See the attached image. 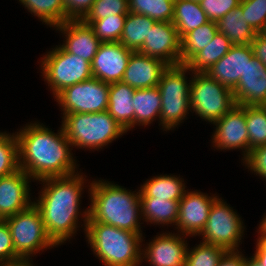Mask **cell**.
Segmentation results:
<instances>
[{"label":"cell","mask_w":266,"mask_h":266,"mask_svg":"<svg viewBox=\"0 0 266 266\" xmlns=\"http://www.w3.org/2000/svg\"><path fill=\"white\" fill-rule=\"evenodd\" d=\"M58 133L39 122H32L18 132L19 169L32 180L63 177L77 173L72 144L68 141L63 126Z\"/></svg>","instance_id":"cell-1"},{"label":"cell","mask_w":266,"mask_h":266,"mask_svg":"<svg viewBox=\"0 0 266 266\" xmlns=\"http://www.w3.org/2000/svg\"><path fill=\"white\" fill-rule=\"evenodd\" d=\"M43 184L38 200H33L40 211L47 235L57 245H61L77 232L81 218L86 230L89 208L79 211L80 201L86 183L83 174L74 173L63 177L40 180ZM82 212V214H81ZM79 217V219H78Z\"/></svg>","instance_id":"cell-2"},{"label":"cell","mask_w":266,"mask_h":266,"mask_svg":"<svg viewBox=\"0 0 266 266\" xmlns=\"http://www.w3.org/2000/svg\"><path fill=\"white\" fill-rule=\"evenodd\" d=\"M88 187L91 204L87 222H102L143 236L140 190L132 192L104 179L92 180Z\"/></svg>","instance_id":"cell-3"},{"label":"cell","mask_w":266,"mask_h":266,"mask_svg":"<svg viewBox=\"0 0 266 266\" xmlns=\"http://www.w3.org/2000/svg\"><path fill=\"white\" fill-rule=\"evenodd\" d=\"M85 236L104 266H140L143 236L102 222H87Z\"/></svg>","instance_id":"cell-4"},{"label":"cell","mask_w":266,"mask_h":266,"mask_svg":"<svg viewBox=\"0 0 266 266\" xmlns=\"http://www.w3.org/2000/svg\"><path fill=\"white\" fill-rule=\"evenodd\" d=\"M61 125L72 148L92 151L102 149L126 133L108 111L65 114Z\"/></svg>","instance_id":"cell-5"},{"label":"cell","mask_w":266,"mask_h":266,"mask_svg":"<svg viewBox=\"0 0 266 266\" xmlns=\"http://www.w3.org/2000/svg\"><path fill=\"white\" fill-rule=\"evenodd\" d=\"M186 65L168 66L162 73L158 88L161 96L160 124L163 131L174 130L191 112V80L185 76ZM189 81V83H188Z\"/></svg>","instance_id":"cell-6"},{"label":"cell","mask_w":266,"mask_h":266,"mask_svg":"<svg viewBox=\"0 0 266 266\" xmlns=\"http://www.w3.org/2000/svg\"><path fill=\"white\" fill-rule=\"evenodd\" d=\"M190 76L191 112L204 121L212 124L236 105L233 91L207 73L192 71Z\"/></svg>","instance_id":"cell-7"},{"label":"cell","mask_w":266,"mask_h":266,"mask_svg":"<svg viewBox=\"0 0 266 266\" xmlns=\"http://www.w3.org/2000/svg\"><path fill=\"white\" fill-rule=\"evenodd\" d=\"M40 69L54 97L65 88L93 77L91 63L66 52L60 45L41 59Z\"/></svg>","instance_id":"cell-8"},{"label":"cell","mask_w":266,"mask_h":266,"mask_svg":"<svg viewBox=\"0 0 266 266\" xmlns=\"http://www.w3.org/2000/svg\"><path fill=\"white\" fill-rule=\"evenodd\" d=\"M9 226L15 253L30 258L57 245L47 235L44 222L34 203L27 209L4 219Z\"/></svg>","instance_id":"cell-9"},{"label":"cell","mask_w":266,"mask_h":266,"mask_svg":"<svg viewBox=\"0 0 266 266\" xmlns=\"http://www.w3.org/2000/svg\"><path fill=\"white\" fill-rule=\"evenodd\" d=\"M243 220L226 201L217 198L211 205L208 220L198 236L204 243L223 247L226 251H239L244 234Z\"/></svg>","instance_id":"cell-10"},{"label":"cell","mask_w":266,"mask_h":266,"mask_svg":"<svg viewBox=\"0 0 266 266\" xmlns=\"http://www.w3.org/2000/svg\"><path fill=\"white\" fill-rule=\"evenodd\" d=\"M110 84L95 77L69 86L54 98L65 114L97 113L108 110Z\"/></svg>","instance_id":"cell-11"},{"label":"cell","mask_w":266,"mask_h":266,"mask_svg":"<svg viewBox=\"0 0 266 266\" xmlns=\"http://www.w3.org/2000/svg\"><path fill=\"white\" fill-rule=\"evenodd\" d=\"M212 145L217 150H237L243 152L242 160L248 155V131L245 110L240 105H235L224 116L216 120Z\"/></svg>","instance_id":"cell-12"},{"label":"cell","mask_w":266,"mask_h":266,"mask_svg":"<svg viewBox=\"0 0 266 266\" xmlns=\"http://www.w3.org/2000/svg\"><path fill=\"white\" fill-rule=\"evenodd\" d=\"M196 191L187 190L179 201L178 221L175 228L187 237L198 236L201 233L208 220L211 205L219 197L216 194L208 196L201 191Z\"/></svg>","instance_id":"cell-13"},{"label":"cell","mask_w":266,"mask_h":266,"mask_svg":"<svg viewBox=\"0 0 266 266\" xmlns=\"http://www.w3.org/2000/svg\"><path fill=\"white\" fill-rule=\"evenodd\" d=\"M180 41L172 22H155L137 52L159 58L169 66L181 65Z\"/></svg>","instance_id":"cell-14"},{"label":"cell","mask_w":266,"mask_h":266,"mask_svg":"<svg viewBox=\"0 0 266 266\" xmlns=\"http://www.w3.org/2000/svg\"><path fill=\"white\" fill-rule=\"evenodd\" d=\"M185 237L178 232L157 235L142 249V261L151 266H184L188 250Z\"/></svg>","instance_id":"cell-15"},{"label":"cell","mask_w":266,"mask_h":266,"mask_svg":"<svg viewBox=\"0 0 266 266\" xmlns=\"http://www.w3.org/2000/svg\"><path fill=\"white\" fill-rule=\"evenodd\" d=\"M133 52L120 42L101 43L91 63L93 77L108 84L122 81Z\"/></svg>","instance_id":"cell-16"},{"label":"cell","mask_w":266,"mask_h":266,"mask_svg":"<svg viewBox=\"0 0 266 266\" xmlns=\"http://www.w3.org/2000/svg\"><path fill=\"white\" fill-rule=\"evenodd\" d=\"M31 179L21 169L11 175L0 177V219L13 216L33 204L29 193Z\"/></svg>","instance_id":"cell-17"},{"label":"cell","mask_w":266,"mask_h":266,"mask_svg":"<svg viewBox=\"0 0 266 266\" xmlns=\"http://www.w3.org/2000/svg\"><path fill=\"white\" fill-rule=\"evenodd\" d=\"M232 91L236 105L266 106V66L253 56Z\"/></svg>","instance_id":"cell-18"},{"label":"cell","mask_w":266,"mask_h":266,"mask_svg":"<svg viewBox=\"0 0 266 266\" xmlns=\"http://www.w3.org/2000/svg\"><path fill=\"white\" fill-rule=\"evenodd\" d=\"M54 29L64 36V43L60 45L66 52L82 57L92 63L100 44L93 29L82 20H68Z\"/></svg>","instance_id":"cell-19"},{"label":"cell","mask_w":266,"mask_h":266,"mask_svg":"<svg viewBox=\"0 0 266 266\" xmlns=\"http://www.w3.org/2000/svg\"><path fill=\"white\" fill-rule=\"evenodd\" d=\"M253 57L251 45H232L219 61L211 66L205 73L222 85L233 90L240 77H243L246 64Z\"/></svg>","instance_id":"cell-20"},{"label":"cell","mask_w":266,"mask_h":266,"mask_svg":"<svg viewBox=\"0 0 266 266\" xmlns=\"http://www.w3.org/2000/svg\"><path fill=\"white\" fill-rule=\"evenodd\" d=\"M168 66L159 58L133 52L129 58L122 82L135 90L158 86L161 75Z\"/></svg>","instance_id":"cell-21"},{"label":"cell","mask_w":266,"mask_h":266,"mask_svg":"<svg viewBox=\"0 0 266 266\" xmlns=\"http://www.w3.org/2000/svg\"><path fill=\"white\" fill-rule=\"evenodd\" d=\"M134 91L122 81L111 83L109 87L107 111L126 132L134 127Z\"/></svg>","instance_id":"cell-22"},{"label":"cell","mask_w":266,"mask_h":266,"mask_svg":"<svg viewBox=\"0 0 266 266\" xmlns=\"http://www.w3.org/2000/svg\"><path fill=\"white\" fill-rule=\"evenodd\" d=\"M183 178L159 175L145 181L140 187L139 199H164L180 201L187 190Z\"/></svg>","instance_id":"cell-23"},{"label":"cell","mask_w":266,"mask_h":266,"mask_svg":"<svg viewBox=\"0 0 266 266\" xmlns=\"http://www.w3.org/2000/svg\"><path fill=\"white\" fill-rule=\"evenodd\" d=\"M217 29L231 41L232 45H249L256 35V32L246 22L241 4L217 22Z\"/></svg>","instance_id":"cell-24"},{"label":"cell","mask_w":266,"mask_h":266,"mask_svg":"<svg viewBox=\"0 0 266 266\" xmlns=\"http://www.w3.org/2000/svg\"><path fill=\"white\" fill-rule=\"evenodd\" d=\"M134 128L147 126L158 118L160 120L161 96L158 86L137 89L133 93Z\"/></svg>","instance_id":"cell-25"},{"label":"cell","mask_w":266,"mask_h":266,"mask_svg":"<svg viewBox=\"0 0 266 266\" xmlns=\"http://www.w3.org/2000/svg\"><path fill=\"white\" fill-rule=\"evenodd\" d=\"M207 22L209 19L199 2L175 0L172 23L176 27L180 39Z\"/></svg>","instance_id":"cell-26"},{"label":"cell","mask_w":266,"mask_h":266,"mask_svg":"<svg viewBox=\"0 0 266 266\" xmlns=\"http://www.w3.org/2000/svg\"><path fill=\"white\" fill-rule=\"evenodd\" d=\"M142 220L156 225H176L179 201L164 199H139Z\"/></svg>","instance_id":"cell-27"},{"label":"cell","mask_w":266,"mask_h":266,"mask_svg":"<svg viewBox=\"0 0 266 266\" xmlns=\"http://www.w3.org/2000/svg\"><path fill=\"white\" fill-rule=\"evenodd\" d=\"M231 46V41L224 34L217 32L212 42L196 53L185 65L190 69V73L205 72L229 52Z\"/></svg>","instance_id":"cell-28"},{"label":"cell","mask_w":266,"mask_h":266,"mask_svg":"<svg viewBox=\"0 0 266 266\" xmlns=\"http://www.w3.org/2000/svg\"><path fill=\"white\" fill-rule=\"evenodd\" d=\"M154 23L155 21L148 16L129 11L119 42L124 47L137 52L142 47Z\"/></svg>","instance_id":"cell-29"},{"label":"cell","mask_w":266,"mask_h":266,"mask_svg":"<svg viewBox=\"0 0 266 266\" xmlns=\"http://www.w3.org/2000/svg\"><path fill=\"white\" fill-rule=\"evenodd\" d=\"M217 32V23L209 21L184 35L180 41L181 65H185L196 53L211 43Z\"/></svg>","instance_id":"cell-30"},{"label":"cell","mask_w":266,"mask_h":266,"mask_svg":"<svg viewBox=\"0 0 266 266\" xmlns=\"http://www.w3.org/2000/svg\"><path fill=\"white\" fill-rule=\"evenodd\" d=\"M19 2L42 23L55 27L65 22L62 0H19Z\"/></svg>","instance_id":"cell-31"},{"label":"cell","mask_w":266,"mask_h":266,"mask_svg":"<svg viewBox=\"0 0 266 266\" xmlns=\"http://www.w3.org/2000/svg\"><path fill=\"white\" fill-rule=\"evenodd\" d=\"M245 110L250 150L266 145V106H241Z\"/></svg>","instance_id":"cell-32"},{"label":"cell","mask_w":266,"mask_h":266,"mask_svg":"<svg viewBox=\"0 0 266 266\" xmlns=\"http://www.w3.org/2000/svg\"><path fill=\"white\" fill-rule=\"evenodd\" d=\"M175 0H128L132 13L148 16L155 22H172Z\"/></svg>","instance_id":"cell-33"},{"label":"cell","mask_w":266,"mask_h":266,"mask_svg":"<svg viewBox=\"0 0 266 266\" xmlns=\"http://www.w3.org/2000/svg\"><path fill=\"white\" fill-rule=\"evenodd\" d=\"M127 14H117L99 20H82L102 43L119 42Z\"/></svg>","instance_id":"cell-34"},{"label":"cell","mask_w":266,"mask_h":266,"mask_svg":"<svg viewBox=\"0 0 266 266\" xmlns=\"http://www.w3.org/2000/svg\"><path fill=\"white\" fill-rule=\"evenodd\" d=\"M19 170L18 139L16 133L0 132V177Z\"/></svg>","instance_id":"cell-35"},{"label":"cell","mask_w":266,"mask_h":266,"mask_svg":"<svg viewBox=\"0 0 266 266\" xmlns=\"http://www.w3.org/2000/svg\"><path fill=\"white\" fill-rule=\"evenodd\" d=\"M226 250L200 241L193 249L188 247L184 266H217Z\"/></svg>","instance_id":"cell-36"},{"label":"cell","mask_w":266,"mask_h":266,"mask_svg":"<svg viewBox=\"0 0 266 266\" xmlns=\"http://www.w3.org/2000/svg\"><path fill=\"white\" fill-rule=\"evenodd\" d=\"M128 13V0H95L91 10L82 20H99Z\"/></svg>","instance_id":"cell-37"},{"label":"cell","mask_w":266,"mask_h":266,"mask_svg":"<svg viewBox=\"0 0 266 266\" xmlns=\"http://www.w3.org/2000/svg\"><path fill=\"white\" fill-rule=\"evenodd\" d=\"M240 4L246 22L256 33H260L266 24V0H241Z\"/></svg>","instance_id":"cell-38"},{"label":"cell","mask_w":266,"mask_h":266,"mask_svg":"<svg viewBox=\"0 0 266 266\" xmlns=\"http://www.w3.org/2000/svg\"><path fill=\"white\" fill-rule=\"evenodd\" d=\"M241 0H201L200 6L209 21L218 22L229 11L234 10Z\"/></svg>","instance_id":"cell-39"},{"label":"cell","mask_w":266,"mask_h":266,"mask_svg":"<svg viewBox=\"0 0 266 266\" xmlns=\"http://www.w3.org/2000/svg\"><path fill=\"white\" fill-rule=\"evenodd\" d=\"M248 167L249 170L254 172L257 176L266 180V145L259 146L250 150L247 157L243 160V165Z\"/></svg>","instance_id":"cell-40"},{"label":"cell","mask_w":266,"mask_h":266,"mask_svg":"<svg viewBox=\"0 0 266 266\" xmlns=\"http://www.w3.org/2000/svg\"><path fill=\"white\" fill-rule=\"evenodd\" d=\"M95 0H62L65 9V22L82 20L91 10Z\"/></svg>","instance_id":"cell-41"},{"label":"cell","mask_w":266,"mask_h":266,"mask_svg":"<svg viewBox=\"0 0 266 266\" xmlns=\"http://www.w3.org/2000/svg\"><path fill=\"white\" fill-rule=\"evenodd\" d=\"M18 258L20 257L15 253L9 226L5 220L0 219V262Z\"/></svg>","instance_id":"cell-42"},{"label":"cell","mask_w":266,"mask_h":266,"mask_svg":"<svg viewBox=\"0 0 266 266\" xmlns=\"http://www.w3.org/2000/svg\"><path fill=\"white\" fill-rule=\"evenodd\" d=\"M250 45L253 51V56L266 66V37L261 33H256L255 38Z\"/></svg>","instance_id":"cell-43"},{"label":"cell","mask_w":266,"mask_h":266,"mask_svg":"<svg viewBox=\"0 0 266 266\" xmlns=\"http://www.w3.org/2000/svg\"><path fill=\"white\" fill-rule=\"evenodd\" d=\"M245 256L240 251H226L217 266H244Z\"/></svg>","instance_id":"cell-44"},{"label":"cell","mask_w":266,"mask_h":266,"mask_svg":"<svg viewBox=\"0 0 266 266\" xmlns=\"http://www.w3.org/2000/svg\"><path fill=\"white\" fill-rule=\"evenodd\" d=\"M254 258L263 266H266V249L257 241Z\"/></svg>","instance_id":"cell-45"},{"label":"cell","mask_w":266,"mask_h":266,"mask_svg":"<svg viewBox=\"0 0 266 266\" xmlns=\"http://www.w3.org/2000/svg\"><path fill=\"white\" fill-rule=\"evenodd\" d=\"M30 258H18L12 261L0 262V266H33V262Z\"/></svg>","instance_id":"cell-46"},{"label":"cell","mask_w":266,"mask_h":266,"mask_svg":"<svg viewBox=\"0 0 266 266\" xmlns=\"http://www.w3.org/2000/svg\"><path fill=\"white\" fill-rule=\"evenodd\" d=\"M244 266H263V265L260 264L253 256H251V258L245 257Z\"/></svg>","instance_id":"cell-47"},{"label":"cell","mask_w":266,"mask_h":266,"mask_svg":"<svg viewBox=\"0 0 266 266\" xmlns=\"http://www.w3.org/2000/svg\"><path fill=\"white\" fill-rule=\"evenodd\" d=\"M260 222L261 223L259 224L258 233H266V215H264V218Z\"/></svg>","instance_id":"cell-48"},{"label":"cell","mask_w":266,"mask_h":266,"mask_svg":"<svg viewBox=\"0 0 266 266\" xmlns=\"http://www.w3.org/2000/svg\"><path fill=\"white\" fill-rule=\"evenodd\" d=\"M257 241L266 249V233H258Z\"/></svg>","instance_id":"cell-49"},{"label":"cell","mask_w":266,"mask_h":266,"mask_svg":"<svg viewBox=\"0 0 266 266\" xmlns=\"http://www.w3.org/2000/svg\"><path fill=\"white\" fill-rule=\"evenodd\" d=\"M260 33L263 34L266 37V24H265V27L263 28V30Z\"/></svg>","instance_id":"cell-50"}]
</instances>
